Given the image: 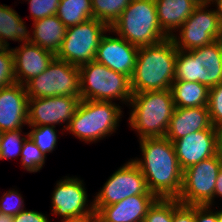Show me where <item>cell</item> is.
<instances>
[{"label":"cell","mask_w":222,"mask_h":222,"mask_svg":"<svg viewBox=\"0 0 222 222\" xmlns=\"http://www.w3.org/2000/svg\"><path fill=\"white\" fill-rule=\"evenodd\" d=\"M142 158L131 159L143 173L148 190L157 198H178L183 171L173 142L165 137L141 138Z\"/></svg>","instance_id":"1"},{"label":"cell","mask_w":222,"mask_h":222,"mask_svg":"<svg viewBox=\"0 0 222 222\" xmlns=\"http://www.w3.org/2000/svg\"><path fill=\"white\" fill-rule=\"evenodd\" d=\"M177 51L171 38L138 48L134 73L130 79L132 92L170 89L174 81Z\"/></svg>","instance_id":"2"},{"label":"cell","mask_w":222,"mask_h":222,"mask_svg":"<svg viewBox=\"0 0 222 222\" xmlns=\"http://www.w3.org/2000/svg\"><path fill=\"white\" fill-rule=\"evenodd\" d=\"M129 125L139 139L165 137L175 104L170 89L133 93Z\"/></svg>","instance_id":"3"},{"label":"cell","mask_w":222,"mask_h":222,"mask_svg":"<svg viewBox=\"0 0 222 222\" xmlns=\"http://www.w3.org/2000/svg\"><path fill=\"white\" fill-rule=\"evenodd\" d=\"M110 32L138 48L154 45L168 38L159 24L154 0H132L112 24Z\"/></svg>","instance_id":"4"},{"label":"cell","mask_w":222,"mask_h":222,"mask_svg":"<svg viewBox=\"0 0 222 222\" xmlns=\"http://www.w3.org/2000/svg\"><path fill=\"white\" fill-rule=\"evenodd\" d=\"M121 109L113 101L81 100L66 131L86 143L98 142L115 132L123 117Z\"/></svg>","instance_id":"5"},{"label":"cell","mask_w":222,"mask_h":222,"mask_svg":"<svg viewBox=\"0 0 222 222\" xmlns=\"http://www.w3.org/2000/svg\"><path fill=\"white\" fill-rule=\"evenodd\" d=\"M81 100H120L128 105L133 95L131 80L124 74L91 61L79 67Z\"/></svg>","instance_id":"6"},{"label":"cell","mask_w":222,"mask_h":222,"mask_svg":"<svg viewBox=\"0 0 222 222\" xmlns=\"http://www.w3.org/2000/svg\"><path fill=\"white\" fill-rule=\"evenodd\" d=\"M174 81L199 82L209 89L222 83V54L218 44L178 50Z\"/></svg>","instance_id":"7"},{"label":"cell","mask_w":222,"mask_h":222,"mask_svg":"<svg viewBox=\"0 0 222 222\" xmlns=\"http://www.w3.org/2000/svg\"><path fill=\"white\" fill-rule=\"evenodd\" d=\"M110 27L95 18L67 28L56 58L80 67L94 61L98 45Z\"/></svg>","instance_id":"8"},{"label":"cell","mask_w":222,"mask_h":222,"mask_svg":"<svg viewBox=\"0 0 222 222\" xmlns=\"http://www.w3.org/2000/svg\"><path fill=\"white\" fill-rule=\"evenodd\" d=\"M24 86L29 98L80 96L79 67L55 57L44 72Z\"/></svg>","instance_id":"9"},{"label":"cell","mask_w":222,"mask_h":222,"mask_svg":"<svg viewBox=\"0 0 222 222\" xmlns=\"http://www.w3.org/2000/svg\"><path fill=\"white\" fill-rule=\"evenodd\" d=\"M221 166L222 162L215 155L184 170L182 190L177 200L186 205L212 206Z\"/></svg>","instance_id":"10"},{"label":"cell","mask_w":222,"mask_h":222,"mask_svg":"<svg viewBox=\"0 0 222 222\" xmlns=\"http://www.w3.org/2000/svg\"><path fill=\"white\" fill-rule=\"evenodd\" d=\"M209 5L198 4L179 28L178 36L172 35L178 50L189 51L215 42L221 25L215 10L207 9Z\"/></svg>","instance_id":"11"},{"label":"cell","mask_w":222,"mask_h":222,"mask_svg":"<svg viewBox=\"0 0 222 222\" xmlns=\"http://www.w3.org/2000/svg\"><path fill=\"white\" fill-rule=\"evenodd\" d=\"M135 195L154 194L148 190L140 168L130 160L107 179L103 188L96 194L93 204L94 206L112 205Z\"/></svg>","instance_id":"12"},{"label":"cell","mask_w":222,"mask_h":222,"mask_svg":"<svg viewBox=\"0 0 222 222\" xmlns=\"http://www.w3.org/2000/svg\"><path fill=\"white\" fill-rule=\"evenodd\" d=\"M81 102L80 96L29 98L28 126L62 125L65 131Z\"/></svg>","instance_id":"13"},{"label":"cell","mask_w":222,"mask_h":222,"mask_svg":"<svg viewBox=\"0 0 222 222\" xmlns=\"http://www.w3.org/2000/svg\"><path fill=\"white\" fill-rule=\"evenodd\" d=\"M83 180L65 176L60 179L52 192V215L63 220L80 217L94 211L93 201L88 205V194Z\"/></svg>","instance_id":"14"},{"label":"cell","mask_w":222,"mask_h":222,"mask_svg":"<svg viewBox=\"0 0 222 222\" xmlns=\"http://www.w3.org/2000/svg\"><path fill=\"white\" fill-rule=\"evenodd\" d=\"M219 130L212 126L173 141L178 163L182 171L200 161L217 155Z\"/></svg>","instance_id":"15"},{"label":"cell","mask_w":222,"mask_h":222,"mask_svg":"<svg viewBox=\"0 0 222 222\" xmlns=\"http://www.w3.org/2000/svg\"><path fill=\"white\" fill-rule=\"evenodd\" d=\"M138 55V47L124 38L104 35L98 45L95 61L131 79Z\"/></svg>","instance_id":"16"},{"label":"cell","mask_w":222,"mask_h":222,"mask_svg":"<svg viewBox=\"0 0 222 222\" xmlns=\"http://www.w3.org/2000/svg\"><path fill=\"white\" fill-rule=\"evenodd\" d=\"M28 102L24 85L15 82L0 89V129L3 132L28 126Z\"/></svg>","instance_id":"17"},{"label":"cell","mask_w":222,"mask_h":222,"mask_svg":"<svg viewBox=\"0 0 222 222\" xmlns=\"http://www.w3.org/2000/svg\"><path fill=\"white\" fill-rule=\"evenodd\" d=\"M11 50L15 80L21 85L44 72L56 57L51 51L32 43H23Z\"/></svg>","instance_id":"18"},{"label":"cell","mask_w":222,"mask_h":222,"mask_svg":"<svg viewBox=\"0 0 222 222\" xmlns=\"http://www.w3.org/2000/svg\"><path fill=\"white\" fill-rule=\"evenodd\" d=\"M155 195H135L107 206H94L100 222H143Z\"/></svg>","instance_id":"19"},{"label":"cell","mask_w":222,"mask_h":222,"mask_svg":"<svg viewBox=\"0 0 222 222\" xmlns=\"http://www.w3.org/2000/svg\"><path fill=\"white\" fill-rule=\"evenodd\" d=\"M212 126L207 106L175 107L165 138L173 142L191 133L209 129Z\"/></svg>","instance_id":"20"},{"label":"cell","mask_w":222,"mask_h":222,"mask_svg":"<svg viewBox=\"0 0 222 222\" xmlns=\"http://www.w3.org/2000/svg\"><path fill=\"white\" fill-rule=\"evenodd\" d=\"M163 33L171 38L192 14L197 4L193 0H154ZM177 29V30H176ZM173 31V32H172Z\"/></svg>","instance_id":"21"},{"label":"cell","mask_w":222,"mask_h":222,"mask_svg":"<svg viewBox=\"0 0 222 222\" xmlns=\"http://www.w3.org/2000/svg\"><path fill=\"white\" fill-rule=\"evenodd\" d=\"M30 43L42 49L49 50L56 55L66 35L67 27L57 15L34 21Z\"/></svg>","instance_id":"22"},{"label":"cell","mask_w":222,"mask_h":222,"mask_svg":"<svg viewBox=\"0 0 222 222\" xmlns=\"http://www.w3.org/2000/svg\"><path fill=\"white\" fill-rule=\"evenodd\" d=\"M31 33L27 26L18 15V13L11 7L0 4V47L10 48L9 40L30 43Z\"/></svg>","instance_id":"23"},{"label":"cell","mask_w":222,"mask_h":222,"mask_svg":"<svg viewBox=\"0 0 222 222\" xmlns=\"http://www.w3.org/2000/svg\"><path fill=\"white\" fill-rule=\"evenodd\" d=\"M170 90L175 107L193 108L208 105L209 88L199 82L173 81Z\"/></svg>","instance_id":"24"},{"label":"cell","mask_w":222,"mask_h":222,"mask_svg":"<svg viewBox=\"0 0 222 222\" xmlns=\"http://www.w3.org/2000/svg\"><path fill=\"white\" fill-rule=\"evenodd\" d=\"M57 17L67 27L75 26L93 18L91 0H61Z\"/></svg>","instance_id":"25"},{"label":"cell","mask_w":222,"mask_h":222,"mask_svg":"<svg viewBox=\"0 0 222 222\" xmlns=\"http://www.w3.org/2000/svg\"><path fill=\"white\" fill-rule=\"evenodd\" d=\"M131 1L132 0H91L93 18L111 27Z\"/></svg>","instance_id":"26"},{"label":"cell","mask_w":222,"mask_h":222,"mask_svg":"<svg viewBox=\"0 0 222 222\" xmlns=\"http://www.w3.org/2000/svg\"><path fill=\"white\" fill-rule=\"evenodd\" d=\"M28 127L32 129L28 133V137L41 150L44 156L56 148L58 135L55 127L48 125Z\"/></svg>","instance_id":"27"},{"label":"cell","mask_w":222,"mask_h":222,"mask_svg":"<svg viewBox=\"0 0 222 222\" xmlns=\"http://www.w3.org/2000/svg\"><path fill=\"white\" fill-rule=\"evenodd\" d=\"M22 129L5 131L0 142V160H8L20 156L28 133L22 134ZM24 135V137H23Z\"/></svg>","instance_id":"28"},{"label":"cell","mask_w":222,"mask_h":222,"mask_svg":"<svg viewBox=\"0 0 222 222\" xmlns=\"http://www.w3.org/2000/svg\"><path fill=\"white\" fill-rule=\"evenodd\" d=\"M20 156H22V166L25 170L29 171L30 173L40 171L46 159V156L43 155L41 150L29 137H27L24 141Z\"/></svg>","instance_id":"29"},{"label":"cell","mask_w":222,"mask_h":222,"mask_svg":"<svg viewBox=\"0 0 222 222\" xmlns=\"http://www.w3.org/2000/svg\"><path fill=\"white\" fill-rule=\"evenodd\" d=\"M143 222H173V198H157Z\"/></svg>","instance_id":"30"},{"label":"cell","mask_w":222,"mask_h":222,"mask_svg":"<svg viewBox=\"0 0 222 222\" xmlns=\"http://www.w3.org/2000/svg\"><path fill=\"white\" fill-rule=\"evenodd\" d=\"M208 110L212 125L222 129V83L209 89Z\"/></svg>","instance_id":"31"},{"label":"cell","mask_w":222,"mask_h":222,"mask_svg":"<svg viewBox=\"0 0 222 222\" xmlns=\"http://www.w3.org/2000/svg\"><path fill=\"white\" fill-rule=\"evenodd\" d=\"M15 82L12 50L0 47V89Z\"/></svg>","instance_id":"32"},{"label":"cell","mask_w":222,"mask_h":222,"mask_svg":"<svg viewBox=\"0 0 222 222\" xmlns=\"http://www.w3.org/2000/svg\"><path fill=\"white\" fill-rule=\"evenodd\" d=\"M24 200L21 194L13 189L8 190L0 197V212L6 215L15 216L24 211Z\"/></svg>","instance_id":"33"},{"label":"cell","mask_w":222,"mask_h":222,"mask_svg":"<svg viewBox=\"0 0 222 222\" xmlns=\"http://www.w3.org/2000/svg\"><path fill=\"white\" fill-rule=\"evenodd\" d=\"M29 3L30 16L34 21L56 15L61 0H25Z\"/></svg>","instance_id":"34"},{"label":"cell","mask_w":222,"mask_h":222,"mask_svg":"<svg viewBox=\"0 0 222 222\" xmlns=\"http://www.w3.org/2000/svg\"><path fill=\"white\" fill-rule=\"evenodd\" d=\"M173 222H195V206L182 204L173 198Z\"/></svg>","instance_id":"35"},{"label":"cell","mask_w":222,"mask_h":222,"mask_svg":"<svg viewBox=\"0 0 222 222\" xmlns=\"http://www.w3.org/2000/svg\"><path fill=\"white\" fill-rule=\"evenodd\" d=\"M13 222H49V219L38 211L24 210L13 216Z\"/></svg>","instance_id":"36"},{"label":"cell","mask_w":222,"mask_h":222,"mask_svg":"<svg viewBox=\"0 0 222 222\" xmlns=\"http://www.w3.org/2000/svg\"><path fill=\"white\" fill-rule=\"evenodd\" d=\"M211 206H195V222H217V211Z\"/></svg>","instance_id":"37"},{"label":"cell","mask_w":222,"mask_h":222,"mask_svg":"<svg viewBox=\"0 0 222 222\" xmlns=\"http://www.w3.org/2000/svg\"><path fill=\"white\" fill-rule=\"evenodd\" d=\"M61 222H100V218L97 211L94 210L86 215L74 217Z\"/></svg>","instance_id":"38"},{"label":"cell","mask_w":222,"mask_h":222,"mask_svg":"<svg viewBox=\"0 0 222 222\" xmlns=\"http://www.w3.org/2000/svg\"><path fill=\"white\" fill-rule=\"evenodd\" d=\"M216 196L222 198V166L217 175V180L214 188V198H216Z\"/></svg>","instance_id":"39"},{"label":"cell","mask_w":222,"mask_h":222,"mask_svg":"<svg viewBox=\"0 0 222 222\" xmlns=\"http://www.w3.org/2000/svg\"><path fill=\"white\" fill-rule=\"evenodd\" d=\"M210 4L216 5V9L214 10L219 18L220 25L222 27V0H213L212 2H210Z\"/></svg>","instance_id":"40"},{"label":"cell","mask_w":222,"mask_h":222,"mask_svg":"<svg viewBox=\"0 0 222 222\" xmlns=\"http://www.w3.org/2000/svg\"><path fill=\"white\" fill-rule=\"evenodd\" d=\"M217 155L219 157V160L222 162V129L219 130L217 136Z\"/></svg>","instance_id":"41"},{"label":"cell","mask_w":222,"mask_h":222,"mask_svg":"<svg viewBox=\"0 0 222 222\" xmlns=\"http://www.w3.org/2000/svg\"><path fill=\"white\" fill-rule=\"evenodd\" d=\"M215 42L218 44L220 52L222 54V27L220 28V31L215 39Z\"/></svg>","instance_id":"42"},{"label":"cell","mask_w":222,"mask_h":222,"mask_svg":"<svg viewBox=\"0 0 222 222\" xmlns=\"http://www.w3.org/2000/svg\"><path fill=\"white\" fill-rule=\"evenodd\" d=\"M0 222H13V216L0 212Z\"/></svg>","instance_id":"43"},{"label":"cell","mask_w":222,"mask_h":222,"mask_svg":"<svg viewBox=\"0 0 222 222\" xmlns=\"http://www.w3.org/2000/svg\"><path fill=\"white\" fill-rule=\"evenodd\" d=\"M217 222H222V210H217Z\"/></svg>","instance_id":"44"},{"label":"cell","mask_w":222,"mask_h":222,"mask_svg":"<svg viewBox=\"0 0 222 222\" xmlns=\"http://www.w3.org/2000/svg\"><path fill=\"white\" fill-rule=\"evenodd\" d=\"M197 5L198 4H203V0H193Z\"/></svg>","instance_id":"45"},{"label":"cell","mask_w":222,"mask_h":222,"mask_svg":"<svg viewBox=\"0 0 222 222\" xmlns=\"http://www.w3.org/2000/svg\"><path fill=\"white\" fill-rule=\"evenodd\" d=\"M213 0H203V4H205V3H210V2H212Z\"/></svg>","instance_id":"46"},{"label":"cell","mask_w":222,"mask_h":222,"mask_svg":"<svg viewBox=\"0 0 222 222\" xmlns=\"http://www.w3.org/2000/svg\"><path fill=\"white\" fill-rule=\"evenodd\" d=\"M3 133H4V132L0 129V142H1V139H2Z\"/></svg>","instance_id":"47"}]
</instances>
